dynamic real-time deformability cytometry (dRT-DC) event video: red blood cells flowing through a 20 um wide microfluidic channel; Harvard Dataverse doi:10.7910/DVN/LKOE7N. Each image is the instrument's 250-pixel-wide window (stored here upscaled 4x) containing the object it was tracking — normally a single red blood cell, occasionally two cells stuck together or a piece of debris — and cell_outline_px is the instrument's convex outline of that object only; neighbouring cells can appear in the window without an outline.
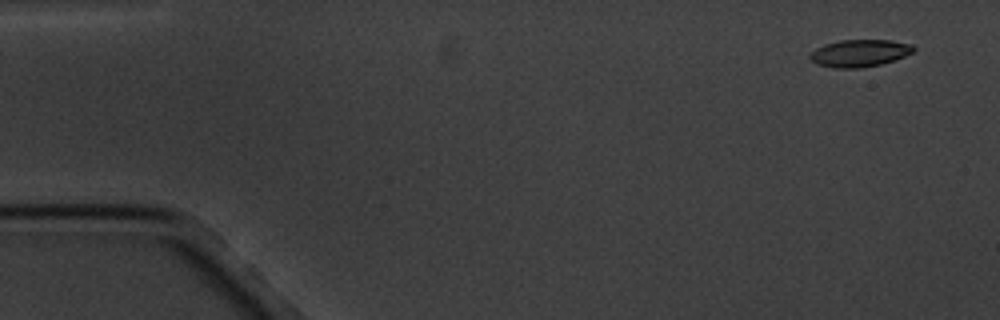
{"species": "common noctule bat (a hibernating species)", "species_latin": "Nyctalus noctula", "temperature_condition": "cold", "stored_images_in_passage": 5, "segment_of_instrument_passage": [2, 2], "camera_frame_rate_fps": 3000, "um_per_image_px": 0.085, "animal": {"sex": "male", "body_mass_g": 20.1, "forearm_length_mm": 53.5}, "frame": {"image": 1, "passage_image": 5, "time_ms": 6.333, "image_size_px": [1000, 320], "cell_outline_px": [[916, 48], [912, 52], [904, 56], [880, 64], [860, 68], [832, 68], [816, 64], [808, 56], [816, 48], [824, 44], [840, 40], [892, 40], [912, 44]], "centroid_in_image_um": [73.04, 4.51], "position_along_channel_um": 12.0, "area_um2": 16.42}}